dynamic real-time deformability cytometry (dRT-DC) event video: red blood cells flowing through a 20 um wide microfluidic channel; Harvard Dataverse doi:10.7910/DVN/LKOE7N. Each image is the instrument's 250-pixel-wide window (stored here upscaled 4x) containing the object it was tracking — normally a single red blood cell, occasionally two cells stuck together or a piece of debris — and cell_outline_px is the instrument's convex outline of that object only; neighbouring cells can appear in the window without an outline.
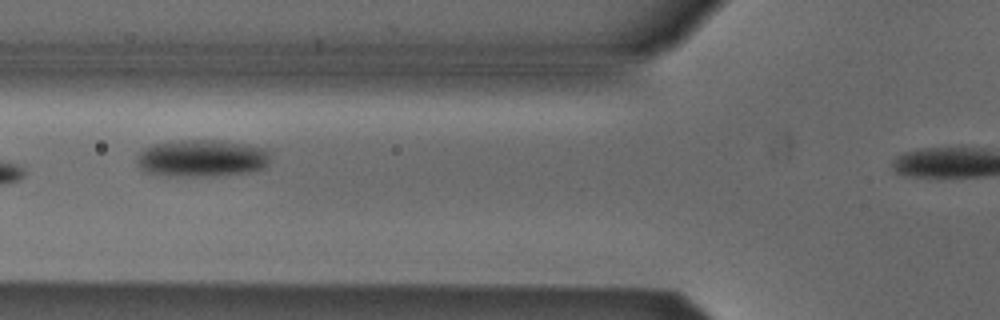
{"species": "Egyptian fruit bat (a non-hibernating species)", "species_latin": "Rousettus aegyptiacus", "temperature_condition": "cold", "stored_images_in_passage": 4, "camera_frame_rate_fps": 3000, "um_per_image_px": 0.085, "animal": {"sex": "male"}, "frame": {"image": 1, "passage_image": 2, "time_ms": 1.333, "image_size_px": [1000, 320], "cell_outline_px": [[268, 164], [264, 168], [248, 172], [204, 176], [176, 176], [144, 172], [136, 164], [136, 156], [144, 148], [152, 144], [180, 140], [224, 140], [248, 144], [268, 148]], "centroid_in_image_um": [17.14, 13.43], "position_along_channel_um": 108.7, "area_um2": 29.13}}
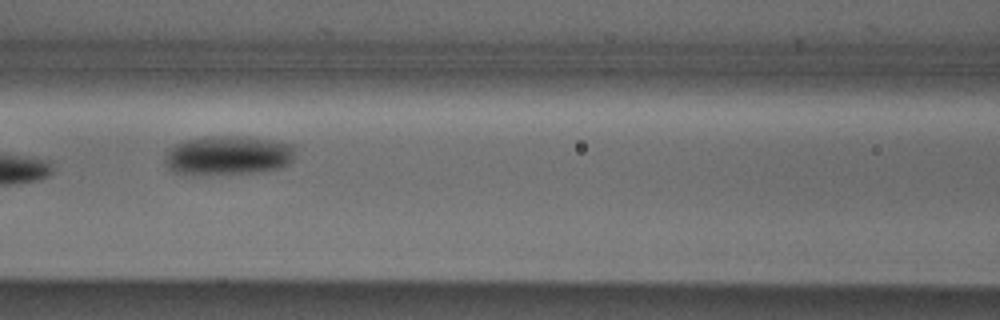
{"frame": {"image": 2, "passage_image": 3, "time_ms": 2.333, "image_size_px": [1000, 320], "cell_outline_px": [[296, 144], [292, 160], [288, 164], [276, 168], [248, 172], [208, 176], [200, 176], [172, 172], [164, 164], [164, 156], [168, 148], [176, 144], [188, 140], [204, 136], [252, 136]], "centroid_in_image_um": [19.33, 13.2], "position_along_channel_um": 147.3, "area_um2": 30.46}}
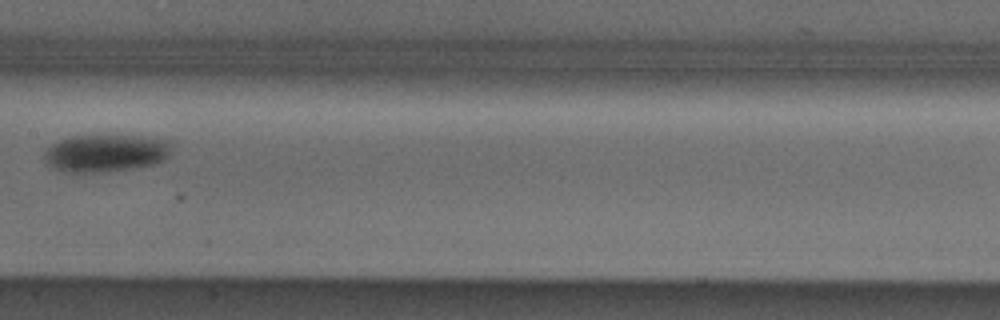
{"frame": {"image": 3, "passage_image": 4, "time_ms": 3.667, "image_size_px": [1000, 320], "cell_outline_px": [[172, 144], [168, 156], [164, 160], [156, 164], [132, 168], [88, 172], [68, 172], [52, 168], [44, 160], [44, 152], [52, 144], [60, 140], [72, 136], [140, 136], [172, 140]], "centroid_in_image_um": [9.01, 13.0], "position_along_channel_um": 198.4, "area_um2": 27.63}}